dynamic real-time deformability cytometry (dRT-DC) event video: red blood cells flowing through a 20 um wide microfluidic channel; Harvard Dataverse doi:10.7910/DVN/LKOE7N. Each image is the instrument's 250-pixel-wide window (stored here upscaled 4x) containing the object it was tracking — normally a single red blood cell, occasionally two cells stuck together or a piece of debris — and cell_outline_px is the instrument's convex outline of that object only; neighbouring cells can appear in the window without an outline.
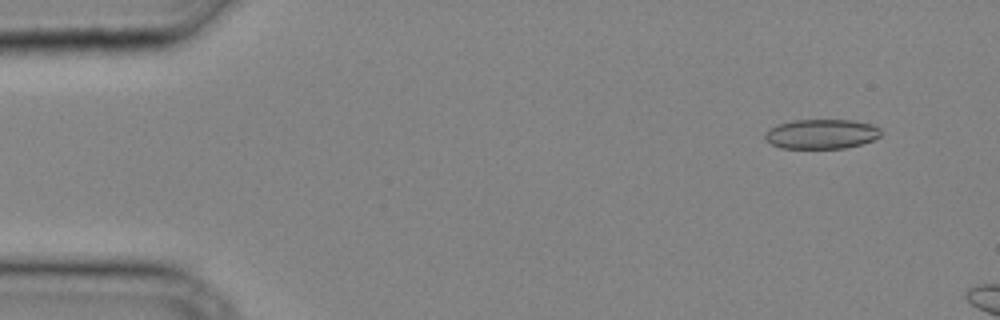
{"species": "common noctule bat (a hibernating species)", "species_latin": "Nyctalus noctula", "temperature_condition": "cold", "stored_images_in_passage": 7, "camera_frame_rate_fps": 3000, "um_per_image_px": 0.085, "animal": {"sex": "male", "body_mass_g": 20.4}, "frame": {"image": 1, "passage_image": 3, "time_ms": 0.667, "image_size_px": [1000, 320], "cell_outline_px": [[880, 136], [872, 140], [860, 144], [844, 148], [780, 148], [772, 144], [764, 136], [768, 128], [792, 120], [852, 120], [872, 124], [880, 128]], "centroid_in_image_um": [69.82, 11.38], "position_along_channel_um": 15.2, "area_um2": 19.88}}